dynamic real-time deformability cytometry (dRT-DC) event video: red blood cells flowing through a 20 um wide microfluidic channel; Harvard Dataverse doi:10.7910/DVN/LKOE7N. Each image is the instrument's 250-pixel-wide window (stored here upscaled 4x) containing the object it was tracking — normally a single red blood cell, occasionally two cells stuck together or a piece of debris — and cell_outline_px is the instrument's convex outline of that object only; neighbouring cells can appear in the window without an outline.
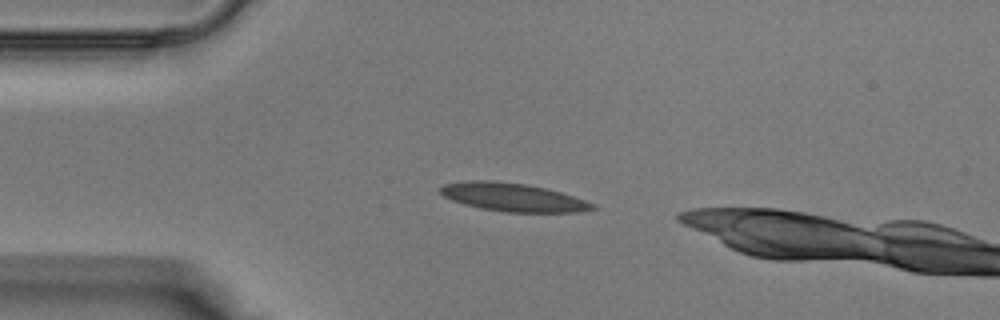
{"species": "Egyptian fruit bat (a non-hibernating species)", "species_latin": "Rousettus aegyptiacus", "temperature_condition": "warm", "stored_images_in_passage": 24, "camera_frame_rate_fps": 3000, "um_per_image_px": 0.085, "animal": {"sex": "male"}, "frame": {"image": 1, "passage_image": 1, "time_ms": 0.0, "image_size_px": [1000, 320], "cell_outline_px": [[596, 208], [580, 212], [504, 212], [480, 208], [464, 204], [452, 200], [444, 196], [440, 192], [440, 188], [444, 184], [468, 180], [492, 180], [524, 184], [544, 188], [560, 192], [596, 204]], "centroid_in_image_um": [43.58, 16.77], "position_along_channel_um": 41.4, "area_um2": 24.91}}
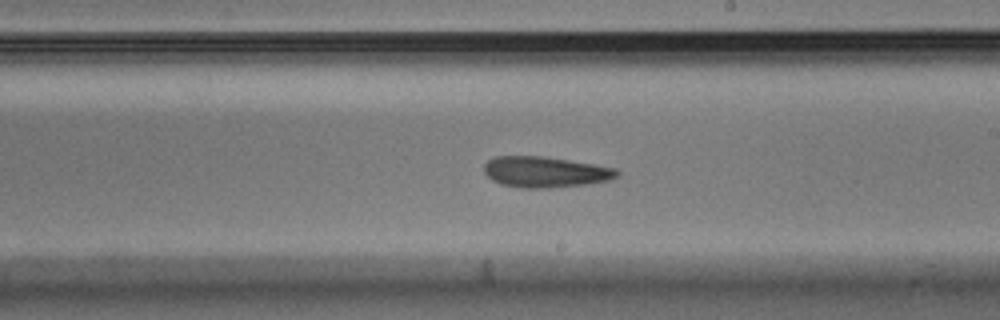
{"frame": {"image": 2, "passage_image": 14, "time_ms": 4.333, "image_size_px": [1000, 320], "cell_outline_px": [[620, 176], [608, 180], [584, 184], [548, 188], [520, 188], [500, 184], [492, 180], [484, 172], [484, 164], [488, 160], [496, 156], [544, 156], [616, 168], [620, 172]], "centroid_in_image_um": [46.32, 14.62], "position_along_channel_um": 242.7, "area_um2": 23.87}}
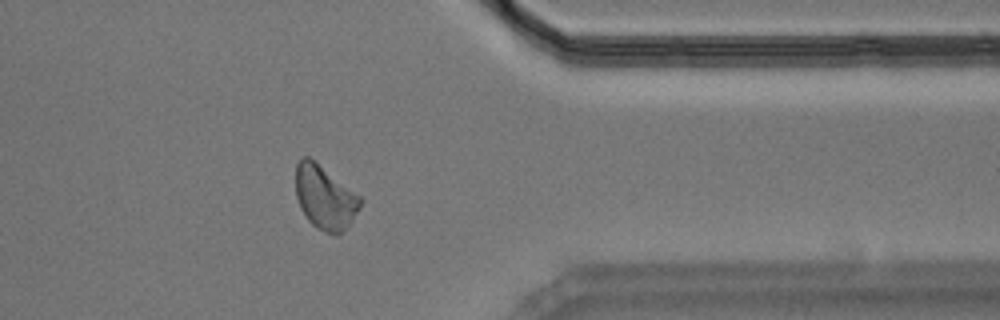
{"frame": {"image": 3, "passage_image": 23, "time_ms": 7.333, "image_size_px": [1000, 320], "cell_outline_px": [[364, 200], [360, 208], [352, 220], [340, 232], [324, 232], [316, 228], [308, 220], [300, 208], [296, 196], [296, 164], [304, 156], [308, 156], [360, 196]], "centroid_in_image_um": [27.6, 16.77], "position_along_channel_um": 383.8, "area_um2": 23.52}}